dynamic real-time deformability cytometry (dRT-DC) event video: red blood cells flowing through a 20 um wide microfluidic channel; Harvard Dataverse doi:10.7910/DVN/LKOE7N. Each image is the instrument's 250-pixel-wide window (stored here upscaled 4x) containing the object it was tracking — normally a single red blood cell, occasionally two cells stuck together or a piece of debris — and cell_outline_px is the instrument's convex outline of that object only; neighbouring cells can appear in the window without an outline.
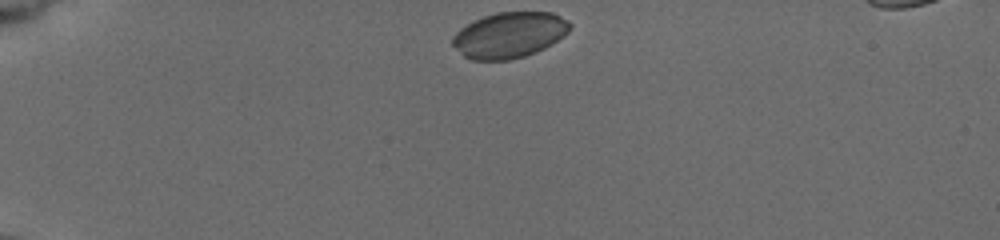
{"species": "common noctule bat (a hibernating species)", "species_latin": "Nyctalus noctula", "temperature_condition": "cold", "stored_images_in_passage": 13, "camera_frame_rate_fps": 3000, "um_per_image_px": 0.085, "animal": {"sex": "female", "body_mass_g": 19.5, "forearm_length_mm": 54.1}, "frame": {"image": 1, "passage_image": 1, "time_ms": 0.0, "image_size_px": [1000, 240], "cell_outline_px": [[572, 28], [564, 36], [552, 44], [536, 52], [524, 56], [508, 60], [472, 60], [464, 56], [452, 44], [452, 36], [460, 28], [484, 16], [496, 12], [552, 12], [568, 20], [572, 24]], "centroid_in_image_um": [43.32, 2.97], "position_along_channel_um": 41.7, "area_um2": 31.33}}